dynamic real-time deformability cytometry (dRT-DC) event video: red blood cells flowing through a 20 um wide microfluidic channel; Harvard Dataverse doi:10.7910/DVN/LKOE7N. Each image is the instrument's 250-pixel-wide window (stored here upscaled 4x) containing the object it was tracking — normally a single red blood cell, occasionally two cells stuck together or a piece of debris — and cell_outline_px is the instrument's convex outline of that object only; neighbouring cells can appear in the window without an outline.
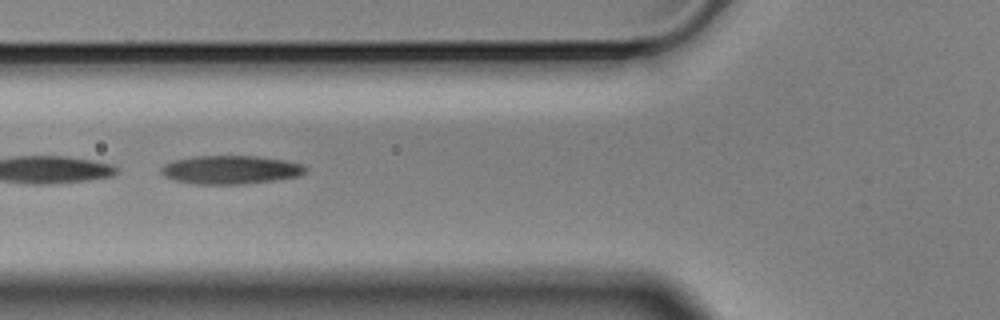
{"species": "Egyptian fruit bat (a non-hibernating species)", "species_latin": "Rousettus aegyptiacus", "temperature_condition": "cold", "stored_images_in_passage": 12, "camera_frame_rate_fps": 3000, "um_per_image_px": 0.085, "animal": {"sex": "male"}, "frame": {"image": 1, "passage_image": 4, "time_ms": 1.0, "image_size_px": [1000, 320], "cell_outline_px": [[304, 172], [296, 176], [272, 180], [244, 184], [196, 184], [172, 180], [164, 176], [160, 172], [160, 168], [164, 164], [172, 160], [196, 156], [256, 156], [284, 160], [300, 164], [304, 168]], "centroid_in_image_um": [19.48, 14.43], "position_along_channel_um": 106.3, "area_um2": 23.76}}
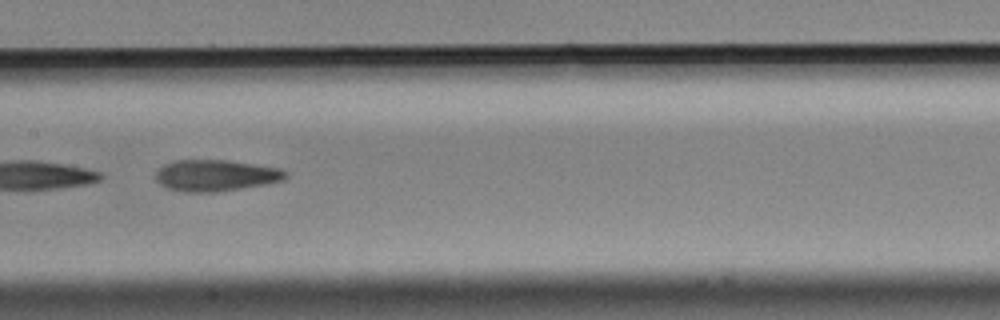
{"frame": {"image": 2, "passage_image": 6, "time_ms": 1.667, "image_size_px": [1000, 320], "cell_outline_px": [[288, 176], [284, 180], [268, 184], [216, 192], [180, 192], [168, 188], [160, 184], [156, 180], [156, 172], [164, 164], [176, 160], [228, 160], [280, 168], [288, 172]], "centroid_in_image_um": [18.36, 14.92], "position_along_channel_um": 189.0, "area_um2": 23.93}}
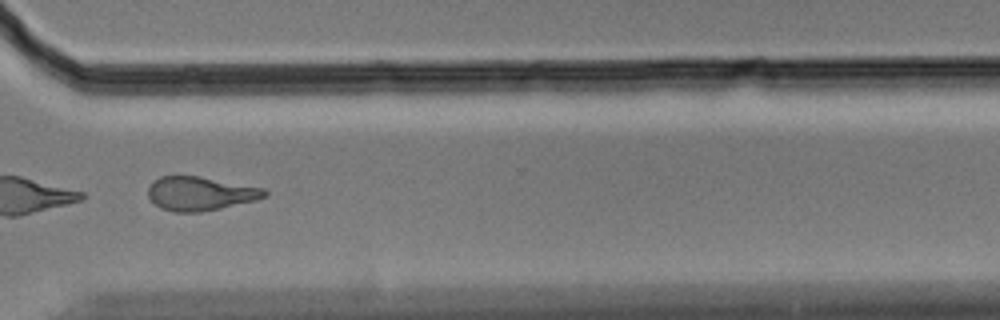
{"frame": {"image": 3, "passage_image": 10, "time_ms": 3.0, "image_size_px": [1000, 320], "cell_outline_px": [[268, 196], [256, 200], [220, 208], [200, 212], [172, 212], [160, 208], [148, 196], [148, 188], [152, 180], [160, 176], [200, 176], [264, 188], [268, 192]], "centroid_in_image_um": [17.01, 16.45], "position_along_channel_um": 353.6, "area_um2": 23.06}}